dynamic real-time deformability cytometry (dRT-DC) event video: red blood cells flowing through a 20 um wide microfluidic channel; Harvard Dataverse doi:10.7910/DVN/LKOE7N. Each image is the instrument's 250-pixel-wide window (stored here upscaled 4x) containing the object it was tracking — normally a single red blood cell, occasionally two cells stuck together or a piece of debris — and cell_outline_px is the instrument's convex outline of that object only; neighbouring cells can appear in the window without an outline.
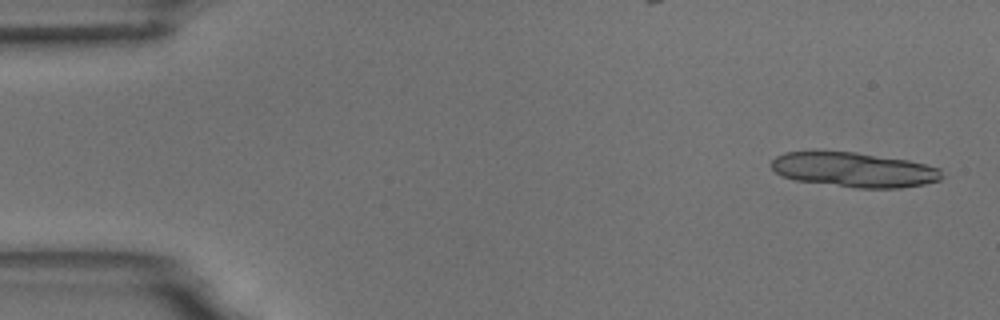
{"species": "common noctule bat (a hibernating species)", "species_latin": "Nyctalus noctula", "temperature_condition": "room temperature", "stored_images_in_passage": 6, "camera_frame_rate_fps": 3000, "um_per_image_px": 0.085, "animal": {"sex": "male", "body_mass_g": 18.8}, "frame": {"image": 1, "passage_image": 1, "time_ms": 0.0, "image_size_px": [1000, 320], "cell_outline_px": [[944, 176], [940, 180], [924, 184], [900, 188], [856, 188], [796, 180], [780, 176], [768, 164], [776, 156], [784, 152], [856, 152], [908, 160], [940, 168]], "centroid_in_image_um": [72.59, 14.43], "position_along_channel_um": 12.4, "area_um2": 34.56}}